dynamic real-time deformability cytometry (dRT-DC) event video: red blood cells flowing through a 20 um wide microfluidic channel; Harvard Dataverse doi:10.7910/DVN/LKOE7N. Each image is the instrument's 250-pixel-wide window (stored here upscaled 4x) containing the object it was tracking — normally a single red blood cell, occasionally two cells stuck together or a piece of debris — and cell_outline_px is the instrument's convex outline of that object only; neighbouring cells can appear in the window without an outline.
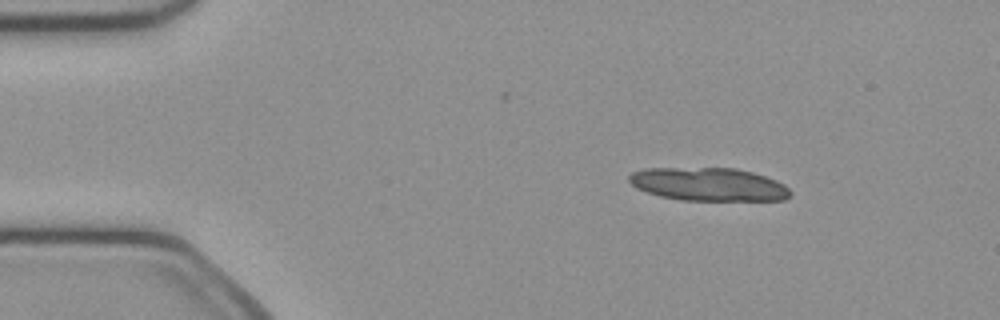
{"species": "common noctule bat (a hibernating species)", "species_latin": "Nyctalus noctula", "temperature_condition": "cold", "stored_images_in_passage": 33, "camera_frame_rate_fps": 3000, "um_per_image_px": 0.085, "animal": {"sex": "female", "body_mass_g": 21.9}, "frame": {"image": 1, "passage_image": 6, "time_ms": 1.667, "image_size_px": [1000, 320], "cell_outline_px": [[792, 192], [784, 200], [680, 200], [660, 196], [648, 192], [632, 184], [628, 180], [628, 176], [632, 172], [644, 168], [736, 168], [752, 172], [776, 180], [784, 184]], "centroid_in_image_um": [60.23, 15.66], "position_along_channel_um": 24.8, "area_um2": 31.04}}